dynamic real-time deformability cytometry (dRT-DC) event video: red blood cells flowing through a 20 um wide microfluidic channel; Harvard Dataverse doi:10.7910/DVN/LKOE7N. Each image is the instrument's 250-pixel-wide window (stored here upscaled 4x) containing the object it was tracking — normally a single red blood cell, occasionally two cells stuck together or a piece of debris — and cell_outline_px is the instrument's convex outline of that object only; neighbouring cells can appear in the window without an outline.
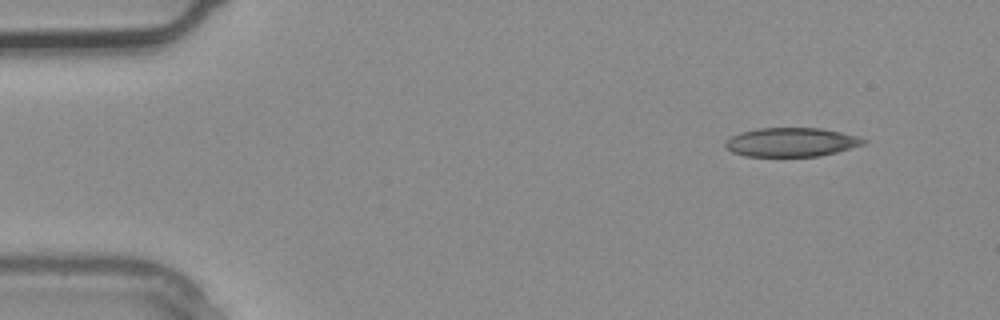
{"species": "common noctule bat (a hibernating species)", "species_latin": "Nyctalus noctula", "temperature_condition": "warm", "stored_images_in_passage": 2, "camera_frame_rate_fps": 3000, "um_per_image_px": 0.085, "animal": {"sex": "male", "body_mass_g": 20.4}, "frame": {"image": 1, "passage_image": 1, "time_ms": 0.0, "image_size_px": [1000, 320], "cell_outline_px": [[868, 140], [864, 144], [836, 152], [820, 156], [744, 156], [732, 152], [724, 144], [732, 136], [740, 132], [756, 128], [820, 128], [840, 132], [856, 136]], "centroid_in_image_um": [67.25, 12.08], "position_along_channel_um": 17.7, "area_um2": 23.12}}
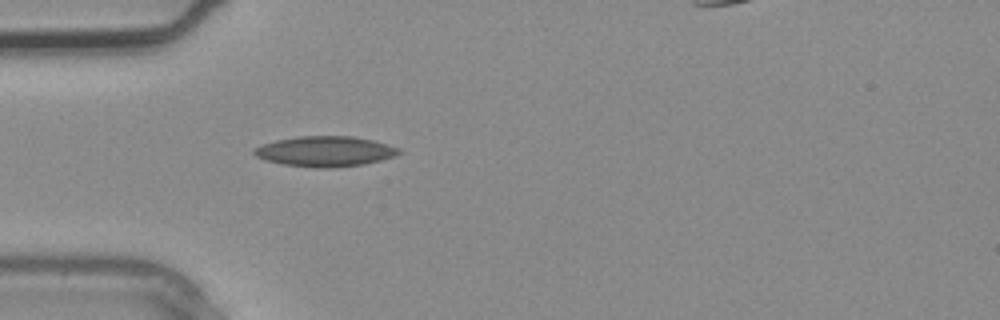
{"frame": {"image": 2, "passage_image": 2, "time_ms": 0.333, "image_size_px": [1000, 320], "cell_outline_px": [[400, 152], [392, 156], [380, 160], [364, 164], [332, 168], [316, 168], [284, 164], [264, 160], [256, 156], [252, 152], [252, 148], [260, 144], [276, 140], [296, 136], [352, 136], [372, 140], [400, 148]], "centroid_in_image_um": [27.56, 12.86], "position_along_channel_um": 57.4, "area_um2": 25.61}}